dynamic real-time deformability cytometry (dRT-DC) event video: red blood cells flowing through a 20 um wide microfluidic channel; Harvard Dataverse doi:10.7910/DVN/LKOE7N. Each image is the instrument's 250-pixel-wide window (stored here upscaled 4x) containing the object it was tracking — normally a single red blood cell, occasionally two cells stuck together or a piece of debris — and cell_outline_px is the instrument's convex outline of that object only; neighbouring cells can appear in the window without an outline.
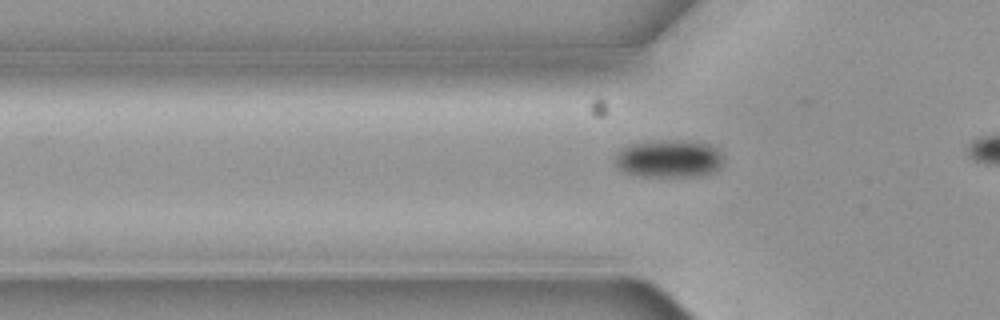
{"species": "common noctule bat (a hibernating species)", "species_latin": "Nyctalus noctula", "temperature_condition": "cold", "stored_images_in_passage": 2, "camera_frame_rate_fps": 3000, "um_per_image_px": 0.085, "animal": {"sex": "female", "body_mass_g": 19.3, "forearm_length_mm": 54.1}, "frame": {"image": 1, "passage_image": 2, "time_ms": 0.333, "image_size_px": [1000, 320], "cell_outline_px": [[724, 160], [720, 168], [704, 176], [640, 176], [624, 172], [616, 168], [612, 156], [620, 148], [632, 144], [648, 140], [680, 140], [708, 144], [716, 148], [720, 152]], "centroid_in_image_um": [56.8, 13.48], "position_along_channel_um": 69.0, "area_um2": 24.39}}